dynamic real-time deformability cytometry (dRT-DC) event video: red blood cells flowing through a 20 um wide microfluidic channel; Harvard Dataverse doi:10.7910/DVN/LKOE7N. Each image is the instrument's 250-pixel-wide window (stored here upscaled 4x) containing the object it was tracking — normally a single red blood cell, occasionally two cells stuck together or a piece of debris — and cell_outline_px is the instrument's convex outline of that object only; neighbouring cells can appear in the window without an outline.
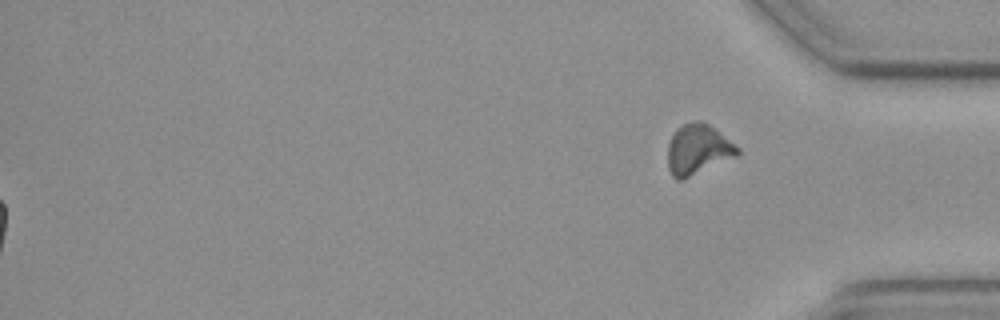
{"species": "common noctule bat (a hibernating species)", "species_latin": "Nyctalus noctula", "temperature_condition": "cold", "stored_images_in_passage": 58, "segment_of_instrument_passage": [2, 2], "camera_frame_rate_fps": 3000, "um_per_image_px": 0.085, "animal": {"sex": "female", "body_mass_g": 19.3, "forearm_length_mm": 54.1}, "frame": {"image": 1, "passage_image": 58, "time_ms": 19.0, "image_size_px": [1000, 320], "cell_outline_px": [[740, 152], [736, 156], [684, 180], [676, 180], [672, 176], [668, 168], [668, 144], [676, 128], [692, 120], [704, 120], [740, 148]], "centroid_in_image_um": [59.31, 12.7], "position_along_channel_um": 375.9, "area_um2": 20.63}}